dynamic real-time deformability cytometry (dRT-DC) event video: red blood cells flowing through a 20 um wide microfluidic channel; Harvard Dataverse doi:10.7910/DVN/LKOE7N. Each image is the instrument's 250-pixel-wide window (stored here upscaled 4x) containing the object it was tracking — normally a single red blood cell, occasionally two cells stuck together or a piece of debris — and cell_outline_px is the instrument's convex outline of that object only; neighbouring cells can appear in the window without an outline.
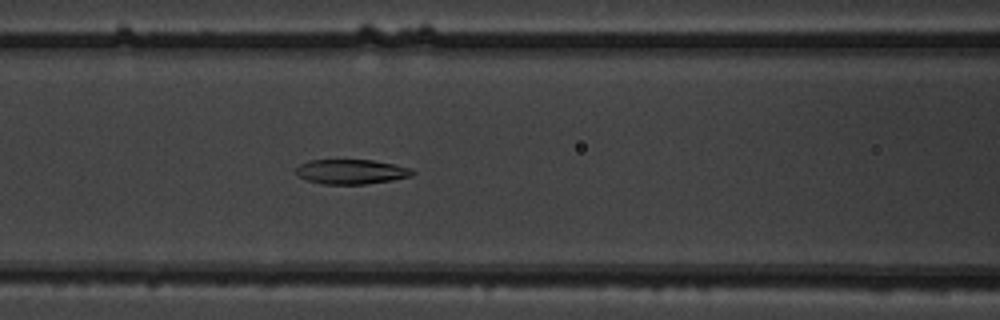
{"species": "common noctule bat (a hibernating species)", "species_latin": "Nyctalus noctula", "temperature_condition": "warm", "stored_images_in_passage": 54, "camera_frame_rate_fps": 3000, "um_per_image_px": 0.085, "animal": {"sex": "male", "body_mass_g": 19.5, "forearm_length_mm": 54.6}, "frame": {"image": 1, "passage_image": 24, "time_ms": 7.667, "image_size_px": [1000, 320], "cell_outline_px": [[416, 172], [412, 176], [392, 180], [364, 184], [324, 184], [308, 180], [296, 176], [296, 168], [300, 164], [308, 160], [372, 160], [412, 168]], "centroid_in_image_um": [29.85, 14.59], "position_along_channel_um": 136.7, "area_um2": 16.76}}
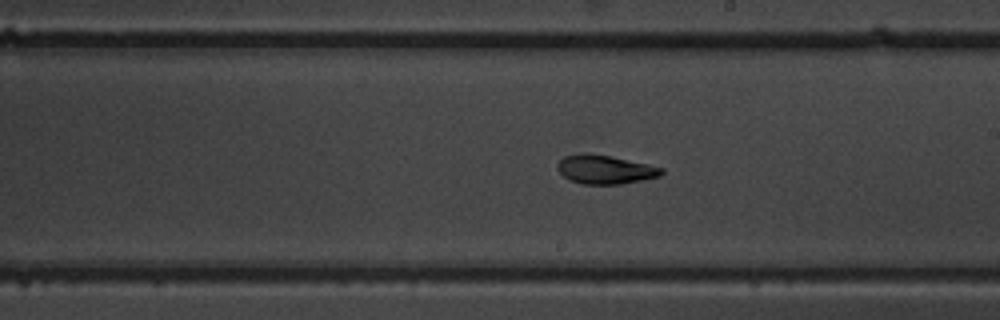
{"frame": {"image": 2, "passage_image": 32, "time_ms": 10.333, "image_size_px": [1000, 320], "cell_outline_px": [[664, 172], [660, 176], [644, 180], [620, 184], [580, 184], [568, 180], [556, 168], [556, 164], [564, 156], [584, 152], [608, 156], [664, 168]], "centroid_in_image_um": [51.39, 14.42], "position_along_channel_um": 237.6, "area_um2": 17.46}}
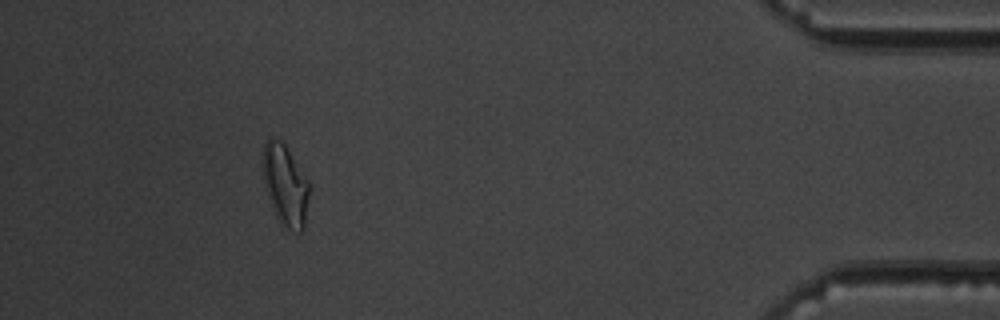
{"frame": {"image": 3, "passage_image": 50, "time_ms": 16.333, "image_size_px": [1000, 320], "cell_outline_px": [[308, 196], [304, 228], [300, 232], [288, 228], [280, 224], [272, 208], [264, 184], [264, 144], [268, 136], [280, 140], [284, 144], [308, 180]], "centroid_in_image_um": [24.24, 15.74], "position_along_channel_um": 411.0, "area_um2": 21.39}, "authors_computed_cell_mechanics": {"area_um2": 18.9006, "velocity_mm_per_s": 3.7916, "shape_relaxation_time_tau1_ms": 6.5859, "shape_relaxation_time_tau2_ms": 2.3395, "deformation_change_tau1": 0.1868, "deformation_change_tau2": 0.0685}}